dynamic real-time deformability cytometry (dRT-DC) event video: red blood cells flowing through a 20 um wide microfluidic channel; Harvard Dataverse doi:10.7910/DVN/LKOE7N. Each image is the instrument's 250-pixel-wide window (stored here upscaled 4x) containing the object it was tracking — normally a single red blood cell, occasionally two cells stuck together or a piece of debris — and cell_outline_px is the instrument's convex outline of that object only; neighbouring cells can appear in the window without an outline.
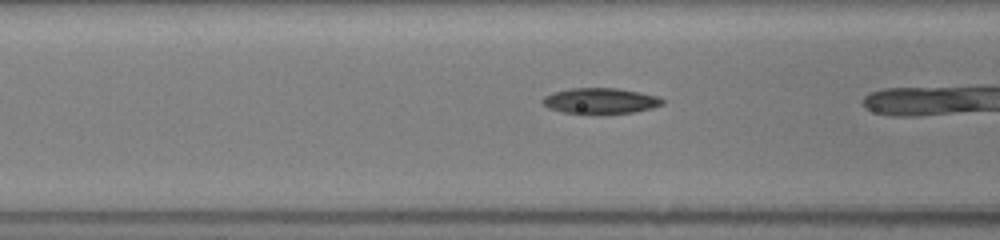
{"species": "common noctule bat (a hibernating species)", "species_latin": "Nyctalus noctula", "temperature_condition": "room temperature", "stored_images_in_passage": 17, "camera_frame_rate_fps": 3000, "um_per_image_px": 0.085, "animal": {"sex": "female", "body_mass_g": 19.5, "forearm_length_mm": 54.1}, "frame": {"image": 1, "passage_image": 16, "time_ms": 5.0, "image_size_px": [1000, 240], "cell_outline_px": [[664, 104], [652, 108], [632, 112], [560, 112], [548, 108], [540, 100], [544, 96], [552, 92], [572, 88], [616, 88], [640, 92], [656, 96], [664, 100]], "centroid_in_image_um": [51.0, 8.54], "position_along_channel_um": 115.6, "area_um2": 17.51}}